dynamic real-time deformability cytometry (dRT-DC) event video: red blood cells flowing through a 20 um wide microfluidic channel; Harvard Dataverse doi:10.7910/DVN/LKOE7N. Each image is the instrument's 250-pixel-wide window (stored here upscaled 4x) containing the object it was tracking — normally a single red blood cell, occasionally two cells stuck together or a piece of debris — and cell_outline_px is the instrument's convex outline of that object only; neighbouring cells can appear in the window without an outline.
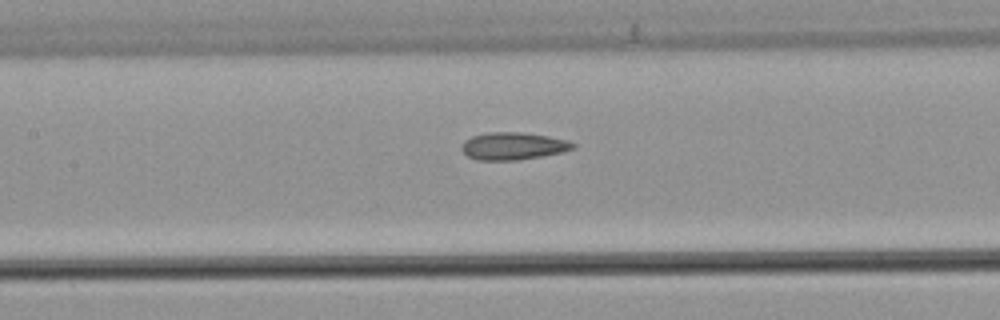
{"species": "common noctule bat (a hibernating species)", "species_latin": "Nyctalus noctula", "temperature_condition": "warm", "stored_images_in_passage": 32, "camera_frame_rate_fps": 3000, "um_per_image_px": 0.085, "animal": {"sex": "male", "body_mass_g": 21.5, "forearm_length_mm": 52.0}, "frame": {"image": 1, "passage_image": 14, "time_ms": 4.333, "image_size_px": [1000, 320], "cell_outline_px": [[576, 148], [564, 152], [516, 160], [476, 160], [468, 156], [460, 148], [464, 140], [472, 136], [488, 132], [520, 132], [548, 136], [568, 140], [576, 144]], "centroid_in_image_um": [43.62, 12.41], "position_along_channel_um": 163.8, "area_um2": 17.86}}
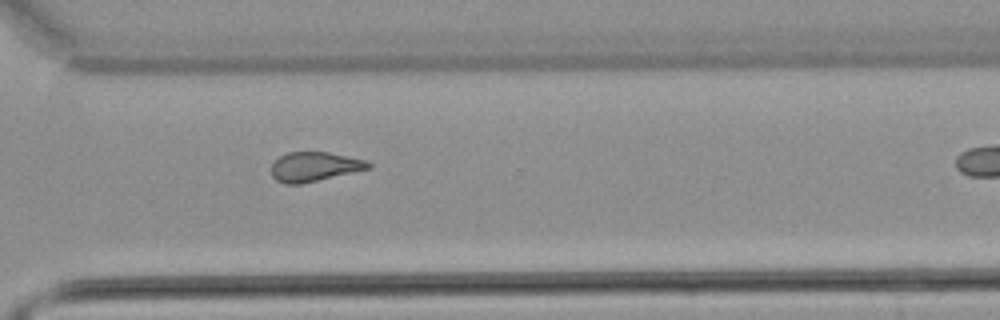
{"frame": {"image": 2, "passage_image": 28, "time_ms": 9.0, "image_size_px": [1000, 320], "cell_outline_px": [[372, 168], [300, 184], [284, 184], [276, 180], [272, 176], [272, 164], [280, 156], [288, 152], [328, 152], [364, 160], [372, 164]], "centroid_in_image_um": [26.72, 14.17], "position_along_channel_um": 343.9, "area_um2": 16.47}}